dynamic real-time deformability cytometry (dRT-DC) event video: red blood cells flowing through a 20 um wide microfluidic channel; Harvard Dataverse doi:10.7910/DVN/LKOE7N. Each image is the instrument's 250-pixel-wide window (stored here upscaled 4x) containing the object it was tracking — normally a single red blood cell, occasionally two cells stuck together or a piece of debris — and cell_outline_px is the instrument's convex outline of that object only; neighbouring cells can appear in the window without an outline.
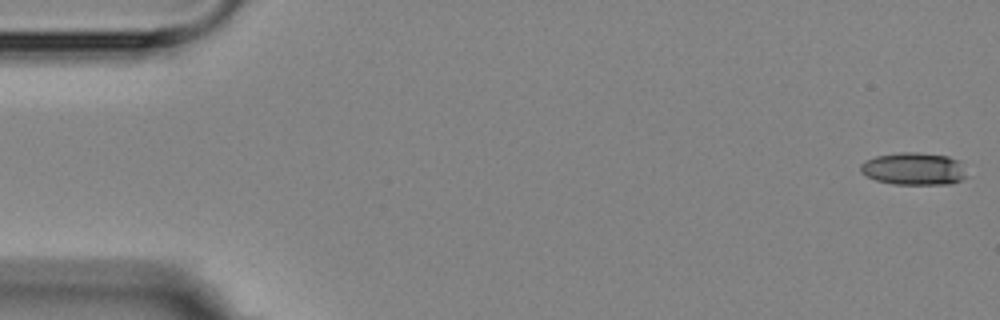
{"species": "Egyptian fruit bat (a non-hibernating species)", "species_latin": "Rousettus aegyptiacus", "temperature_condition": "room temperature", "stored_images_in_passage": 4, "camera_frame_rate_fps": 3000, "um_per_image_px": 0.085, "animal": {"sex": "female"}, "frame": {"image": 1, "passage_image": 1, "time_ms": 0.0, "image_size_px": [1000, 320], "cell_outline_px": [[964, 176], [960, 180], [952, 184], [892, 184], [876, 180], [860, 172], [860, 164], [864, 160], [876, 156], [896, 152], [916, 152], [948, 156], [956, 160]], "centroid_in_image_um": [77.56, 14.34], "position_along_channel_um": 7.4, "area_um2": 19.77}}
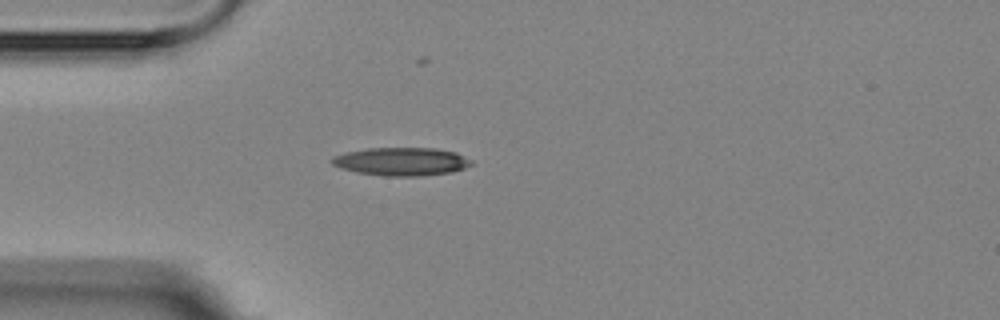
{"frame": {"image": 2, "passage_image": 4, "time_ms": 4.667, "image_size_px": [1000, 320], "cell_outline_px": [[472, 164], [464, 168], [452, 172], [420, 176], [384, 176], [356, 172], [340, 168], [332, 164], [328, 160], [332, 156], [348, 152], [368, 148], [436, 148], [456, 152], [472, 160]], "centroid_in_image_um": [34.1, 13.73], "position_along_channel_um": 50.9, "area_um2": 23.0}}